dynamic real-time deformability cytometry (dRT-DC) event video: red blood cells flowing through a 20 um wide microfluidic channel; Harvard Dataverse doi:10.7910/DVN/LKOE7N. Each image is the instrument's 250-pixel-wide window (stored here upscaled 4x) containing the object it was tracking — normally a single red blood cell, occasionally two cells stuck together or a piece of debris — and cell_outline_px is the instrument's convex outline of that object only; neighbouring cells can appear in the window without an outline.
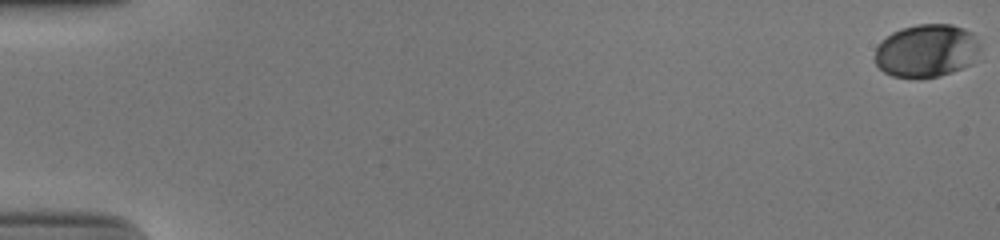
{"species": "human", "species_latin": "Homo sapiens", "temperature_condition": "cold", "stored_images_in_passage": 55, "camera_frame_rate_fps": 3000, "um_per_image_px": 0.085, "donor": {"sex": "male"}, "frame": {"image": 1, "passage_image": 1, "time_ms": 0.0, "image_size_px": [1000, 240], "cell_outline_px": [[980, 48], [972, 64], [952, 72], [940, 76], [920, 80], [892, 76], [884, 72], [876, 64], [876, 48], [880, 40], [892, 32], [900, 28], [916, 24], [952, 24], [964, 28], [972, 32]], "centroid_in_image_um": [78.74, 4.33], "position_along_channel_um": 6.3, "area_um2": 33.06}}
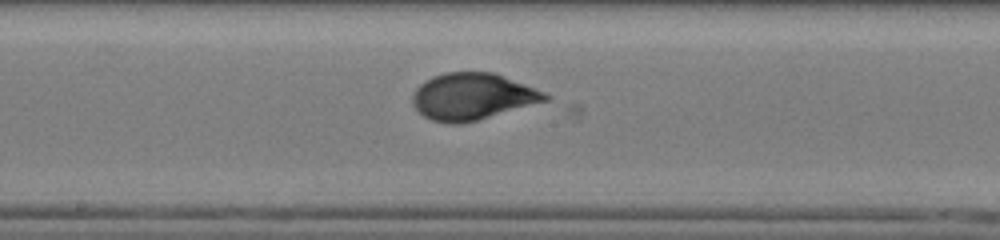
{"frame": {"image": 2, "passage_image": 31, "time_ms": 10.0, "image_size_px": [1000, 240], "cell_outline_px": [[552, 96], [548, 100], [476, 120], [460, 124], [448, 124], [432, 120], [424, 116], [412, 104], [412, 96], [416, 88], [424, 80], [432, 76], [444, 72], [492, 72], [544, 92]], "centroid_in_image_um": [40.1, 8.2], "position_along_channel_um": 208.1, "area_um2": 35.72}}
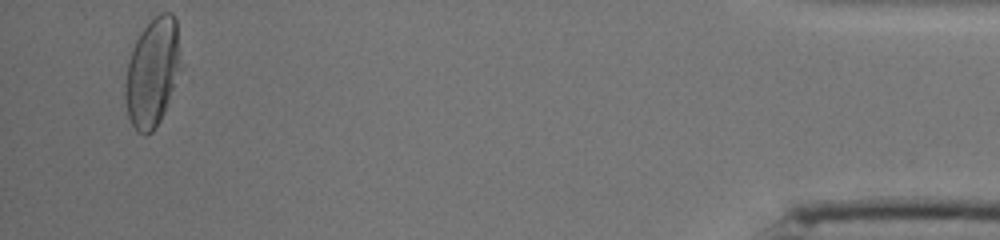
{"frame": {"image": 3, "passage_image": 53, "time_ms": 17.333, "image_size_px": [1000, 240], "cell_outline_px": [[180, 68], [168, 104], [160, 120], [152, 132], [144, 136], [136, 132], [128, 116], [124, 100], [124, 84], [128, 60], [132, 48], [140, 32], [160, 12], [172, 12], [176, 20], [180, 56]], "centroid_in_image_um": [12.93, 6.18], "position_along_channel_um": 422.3, "area_um2": 35.26}, "authors_computed_cell_mechanics": {"area_um2": 34.4488, "velocity_mm_per_s": 3.8981, "shape_relaxation_time_tau1_ms": 3.9579, "shape_relaxation_time_tau2_ms": null, "deformation_change_tau1": 0.1763, "deformation_change_tau2": null}}